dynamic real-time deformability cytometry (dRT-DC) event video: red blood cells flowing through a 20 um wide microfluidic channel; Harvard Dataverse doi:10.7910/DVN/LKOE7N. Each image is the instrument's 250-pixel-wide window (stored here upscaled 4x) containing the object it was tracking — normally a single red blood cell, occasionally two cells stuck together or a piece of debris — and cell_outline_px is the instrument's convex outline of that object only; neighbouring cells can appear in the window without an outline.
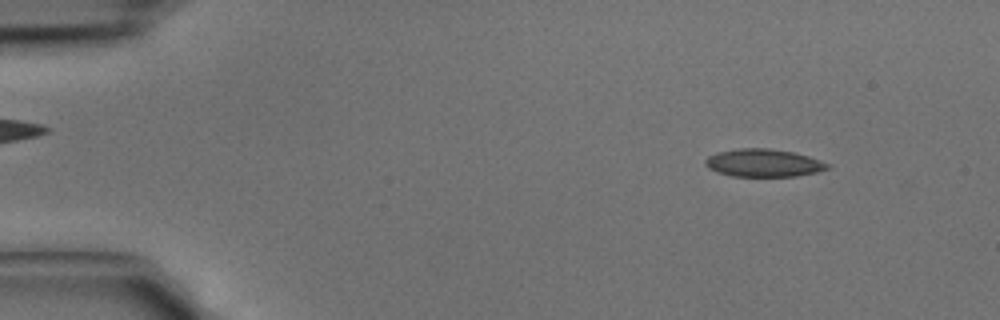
{"species": "common noctule bat (a hibernating species)", "species_latin": "Nyctalus noctula", "temperature_condition": "cold", "stored_images_in_passage": 41, "camera_frame_rate_fps": 3000, "um_per_image_px": 0.085, "animal": {"sex": "male", "body_mass_g": 15.6}, "frame": {"image": 1, "passage_image": 4, "time_ms": 1.0, "image_size_px": [1000, 320], "cell_outline_px": [[832, 164], [828, 168], [816, 172], [796, 176], [732, 176], [716, 172], [708, 168], [704, 164], [704, 160], [708, 156], [716, 152], [740, 148], [768, 148], [792, 152], [808, 156]], "centroid_in_image_um": [64.87, 13.85], "position_along_channel_um": 20.1, "area_um2": 19.83}}
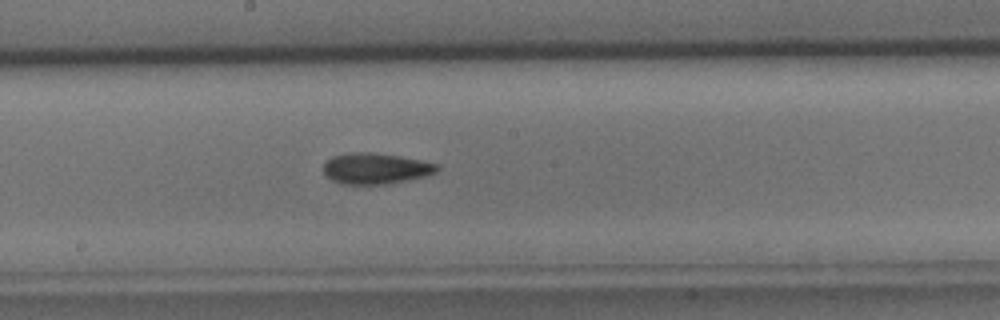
{"frame": {"image": 2, "passage_image": 22, "time_ms": 7.0, "image_size_px": [1000, 320], "cell_outline_px": [[440, 168], [436, 172], [428, 176], [388, 184], [340, 184], [332, 180], [324, 172], [324, 164], [332, 156], [352, 152], [372, 152], [400, 156], [440, 164]], "centroid_in_image_um": [31.98, 14.32], "position_along_channel_um": 216.2, "area_um2": 20.63}}
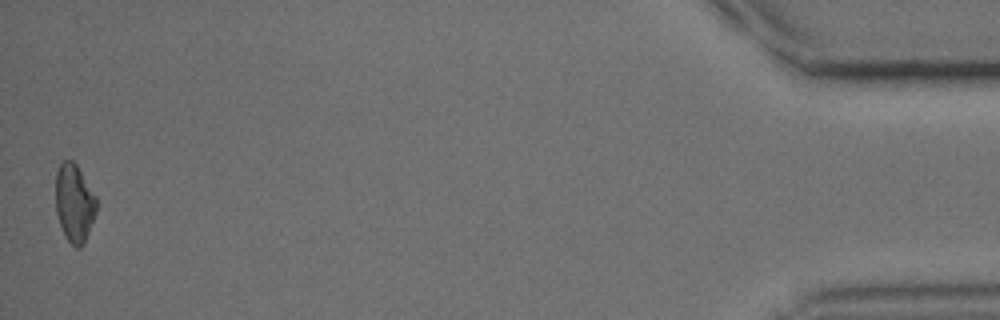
{"frame": {"image": 3, "passage_image": 41, "time_ms": 13.333, "image_size_px": [1000, 320], "cell_outline_px": [[96, 212], [84, 244], [80, 248], [76, 248], [68, 240], [60, 224], [56, 212], [56, 172], [60, 164], [64, 160], [72, 160], [76, 164], [96, 196]], "centroid_in_image_um": [6.32, 17.25], "position_along_channel_um": 428.9, "area_um2": 18.38}}